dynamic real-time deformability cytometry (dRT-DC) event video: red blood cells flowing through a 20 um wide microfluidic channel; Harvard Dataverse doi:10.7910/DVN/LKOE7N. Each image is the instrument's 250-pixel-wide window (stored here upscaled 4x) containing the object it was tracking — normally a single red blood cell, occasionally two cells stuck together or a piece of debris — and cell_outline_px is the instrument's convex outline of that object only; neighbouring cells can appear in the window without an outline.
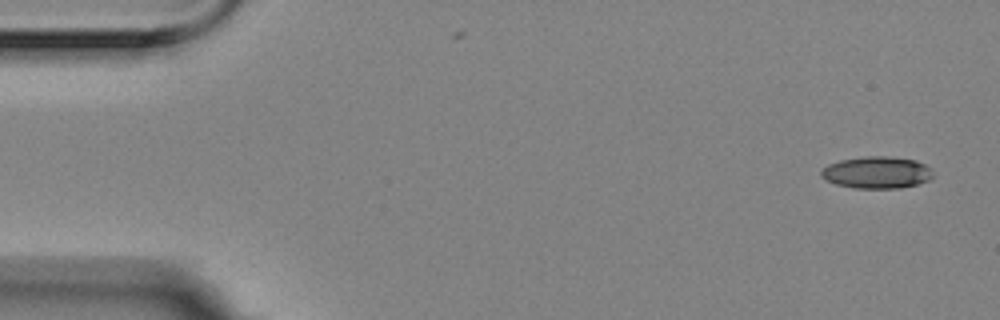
{"species": "Egyptian fruit bat (a non-hibernating species)", "species_latin": "Rousettus aegyptiacus", "temperature_condition": "room temperature", "stored_images_in_passage": 7, "camera_frame_rate_fps": 3000, "um_per_image_px": 0.085, "animal": {"sex": "female"}, "frame": {"image": 1, "passage_image": 1, "time_ms": 0.0, "image_size_px": [1000, 320], "cell_outline_px": [[932, 176], [928, 180], [916, 184], [900, 188], [852, 188], [836, 184], [820, 176], [820, 172], [828, 164], [840, 160], [864, 156], [888, 156], [916, 160], [924, 164], [932, 172]], "centroid_in_image_um": [74.5, 14.65], "position_along_channel_um": 10.5, "area_um2": 20.69}}
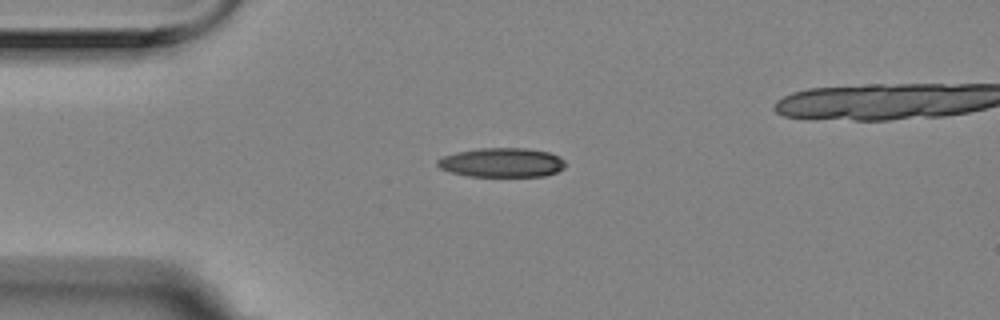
{"frame": {"image": 2, "passage_image": 4, "time_ms": 1.0, "image_size_px": [1000, 320], "cell_outline_px": [[564, 168], [556, 172], [544, 176], [468, 176], [452, 172], [440, 168], [436, 164], [436, 160], [444, 156], [456, 152], [480, 148], [524, 148], [548, 152], [560, 156], [564, 160]], "centroid_in_image_um": [42.66, 13.81], "position_along_channel_um": 42.3, "area_um2": 21.73}}